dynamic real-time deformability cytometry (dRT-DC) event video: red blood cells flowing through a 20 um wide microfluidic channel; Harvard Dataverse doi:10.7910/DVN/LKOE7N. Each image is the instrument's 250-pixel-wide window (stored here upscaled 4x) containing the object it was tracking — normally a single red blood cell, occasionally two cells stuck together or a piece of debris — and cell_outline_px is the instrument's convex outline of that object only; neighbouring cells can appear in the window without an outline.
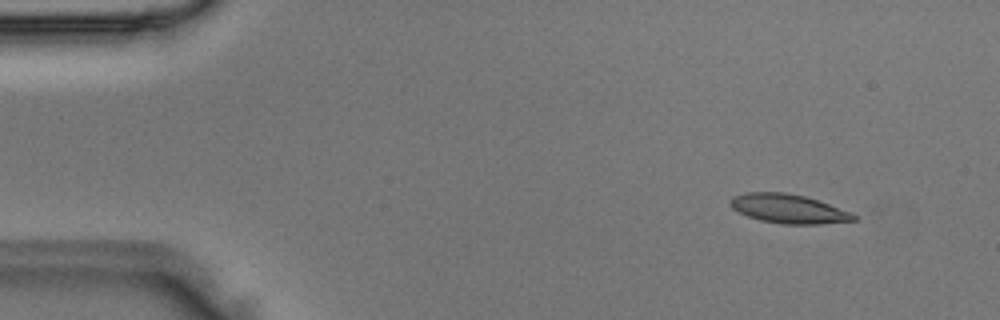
{"species": "Egyptian fruit bat (a non-hibernating species)", "species_latin": "Rousettus aegyptiacus", "temperature_condition": "room temperature", "stored_images_in_passage": 45, "camera_frame_rate_fps": 3000, "um_per_image_px": 0.085, "animal": {"sex": "male"}, "frame": {"image": 1, "passage_image": 3, "time_ms": 0.667, "image_size_px": [1000, 320], "cell_outline_px": [[856, 220], [820, 224], [780, 224], [760, 220], [748, 216], [732, 208], [728, 204], [728, 200], [732, 196], [744, 192], [784, 192], [804, 196], [852, 212], [856, 216]], "centroid_in_image_um": [66.97, 17.74], "position_along_channel_um": 18.0, "area_um2": 20.92}}
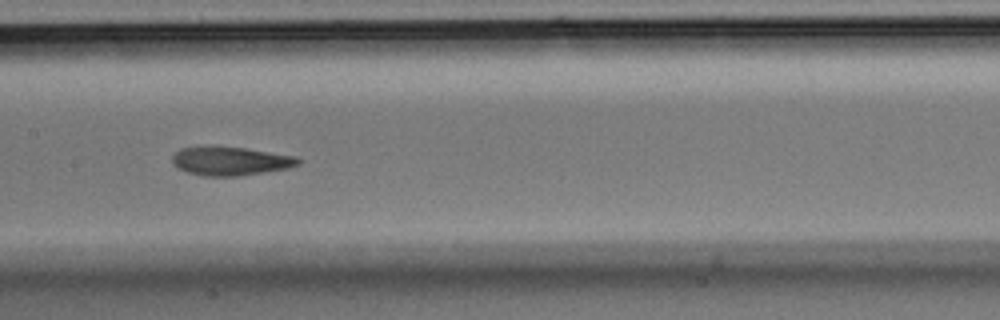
{"frame": {"image": 2, "passage_image": 22, "time_ms": 7.0, "image_size_px": [1000, 320], "cell_outline_px": [[300, 164], [288, 168], [236, 176], [204, 176], [188, 172], [172, 164], [172, 156], [180, 148], [212, 144], [244, 148], [296, 156], [300, 160]], "centroid_in_image_um": [19.54, 13.66], "position_along_channel_um": 187.9, "area_um2": 21.27}}
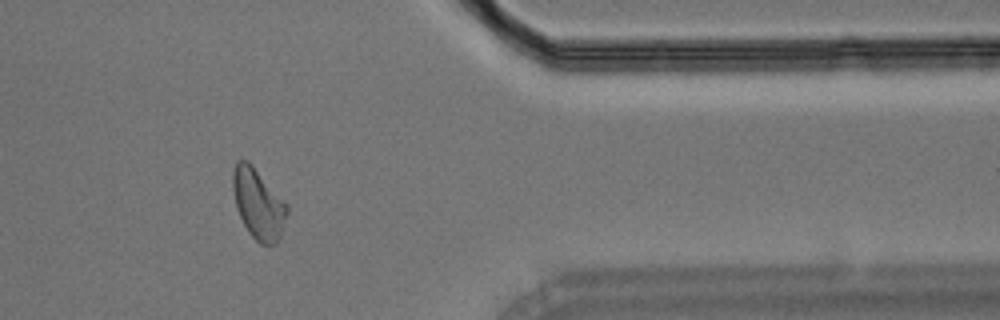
{"frame": {"image": 3, "passage_image": 38, "time_ms": 12.333, "image_size_px": [1000, 320], "cell_outline_px": [[288, 212], [280, 236], [276, 244], [260, 244], [248, 232], [236, 208], [232, 188], [232, 172], [236, 160], [248, 160], [252, 164], [288, 204]], "centroid_in_image_um": [21.94, 17.3], "position_along_channel_um": 389.5, "area_um2": 22.31}}